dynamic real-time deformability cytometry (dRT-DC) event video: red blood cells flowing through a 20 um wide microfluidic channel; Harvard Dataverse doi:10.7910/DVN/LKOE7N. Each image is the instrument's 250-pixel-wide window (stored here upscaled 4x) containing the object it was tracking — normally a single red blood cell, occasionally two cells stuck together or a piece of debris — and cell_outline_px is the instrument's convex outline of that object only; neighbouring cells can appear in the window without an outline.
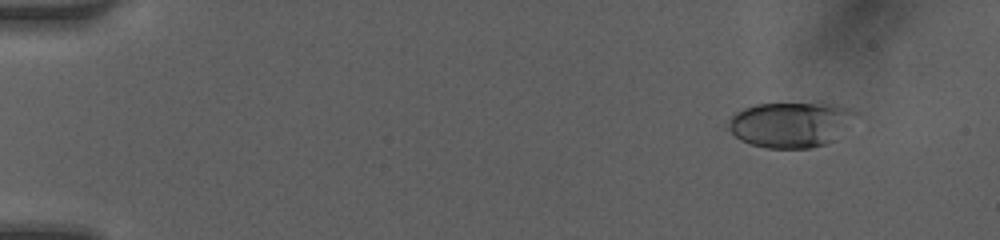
{"species": "human", "species_latin": "Homo sapiens", "temperature_condition": "room temperature", "stored_images_in_passage": 45, "camera_frame_rate_fps": 3000, "um_per_image_px": 0.085, "donor": {"sex": "female"}, "frame": {"image": 1, "passage_image": 1, "time_ms": 0.0, "image_size_px": [1000, 240], "cell_outline_px": [[856, 112], [832, 140], [824, 144], [808, 148], [764, 148], [740, 140], [724, 128], [728, 120], [736, 112], [744, 108], [756, 104], [832, 104], [848, 108]], "centroid_in_image_um": [67.04, 10.59], "position_along_channel_um": 18.0, "area_um2": 32.89}}
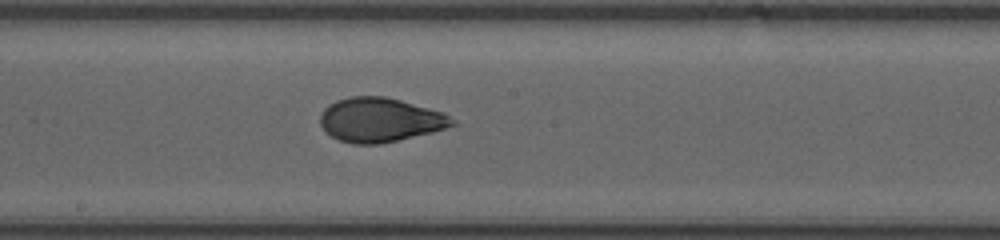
{"frame": {"image": 2, "passage_image": 24, "time_ms": 7.667, "image_size_px": [1000, 240], "cell_outline_px": [[456, 124], [432, 132], [380, 144], [352, 144], [340, 140], [332, 136], [320, 124], [320, 116], [324, 108], [328, 104], [336, 100], [348, 96], [384, 96], [400, 100], [444, 112], [456, 120]], "centroid_in_image_um": [32.3, 10.18], "position_along_channel_um": 215.9, "area_um2": 33.99}}
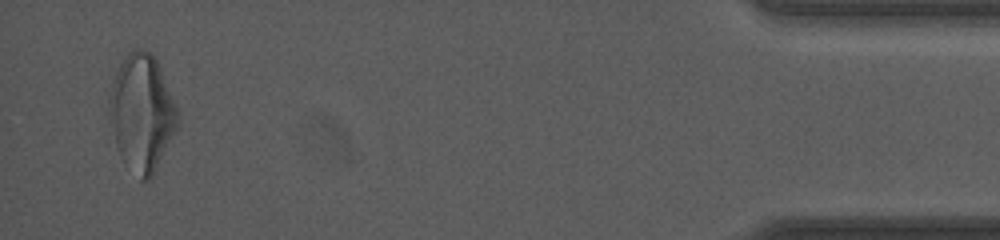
{"frame": {"image": 3, "passage_image": 44, "time_ms": 14.333, "image_size_px": [1000, 240], "cell_outline_px": [[180, 120], [152, 176], [148, 180], [140, 180], [120, 156], [116, 144], [108, 104], [108, 100], [116, 72], [120, 64], [128, 52], [136, 48], [140, 48], [152, 52], [156, 60], [180, 112]], "centroid_in_image_um": [12.07, 9.55], "position_along_channel_um": 423.1, "area_um2": 45.84}, "authors_computed_cell_mechanics": {"area_um2": 33.9864, "velocity_mm_per_s": 4.2009, "shape_relaxation_time_tau1_ms": 3.494, "shape_relaxation_time_tau2_ms": 1.1333, "deformation_change_tau1": 0.1316, "deformation_change_tau2": 0.0588}}